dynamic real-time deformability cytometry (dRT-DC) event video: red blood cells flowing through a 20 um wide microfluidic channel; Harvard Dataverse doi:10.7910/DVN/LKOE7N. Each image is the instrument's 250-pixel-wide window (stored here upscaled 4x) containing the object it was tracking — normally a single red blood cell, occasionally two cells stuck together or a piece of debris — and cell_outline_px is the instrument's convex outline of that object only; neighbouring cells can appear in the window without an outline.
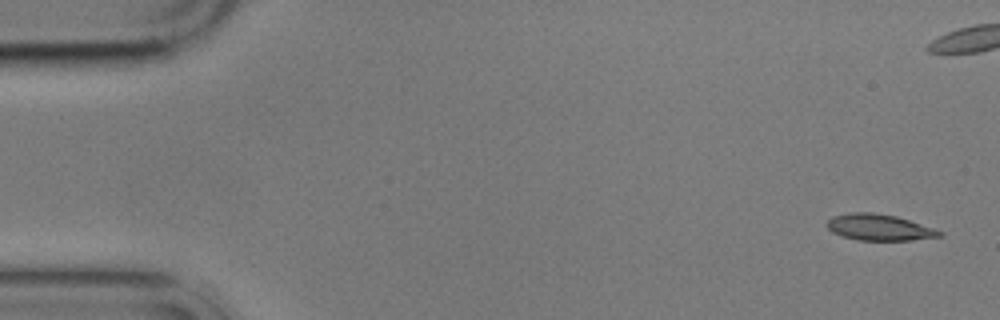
{"species": "common noctule bat (a hibernating species)", "species_latin": "Nyctalus noctula", "temperature_condition": "cold", "stored_images_in_passage": 6, "camera_frame_rate_fps": 3000, "um_per_image_px": 0.085, "animal": {"sex": "male", "body_mass_g": 17.9}, "frame": {"image": 1, "passage_image": 1, "time_ms": 0.0, "image_size_px": [1000, 320], "cell_outline_px": [[944, 236], [912, 240], [856, 240], [840, 236], [832, 232], [828, 228], [828, 220], [832, 216], [848, 212], [872, 212], [896, 216], [944, 232]], "centroid_in_image_um": [74.71, 19.33], "position_along_channel_um": 10.3, "area_um2": 17.22}}